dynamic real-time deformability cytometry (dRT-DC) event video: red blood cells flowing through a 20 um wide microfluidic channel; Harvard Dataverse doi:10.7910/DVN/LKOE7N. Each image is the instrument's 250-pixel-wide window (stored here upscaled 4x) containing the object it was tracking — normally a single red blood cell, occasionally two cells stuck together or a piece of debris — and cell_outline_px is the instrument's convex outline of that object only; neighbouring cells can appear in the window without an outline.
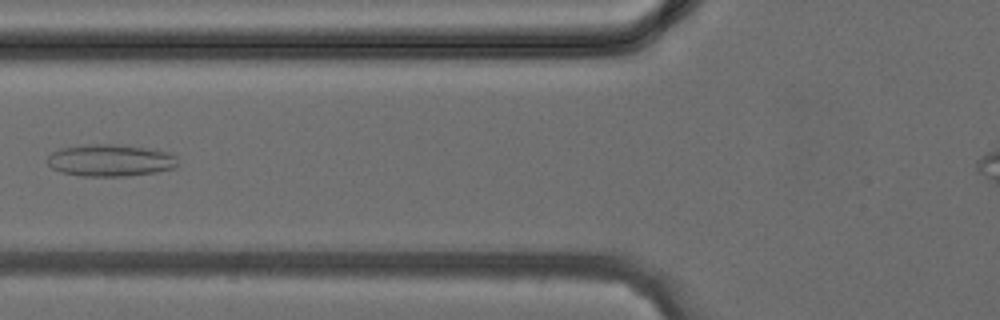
{"species": "common noctule bat (a hibernating species)", "species_latin": "Nyctalus noctula", "temperature_condition": "cold", "stored_images_in_passage": 36, "camera_frame_rate_fps": 3000, "um_per_image_px": 0.085, "animal": {"sex": "female", "body_mass_g": 24.6, "forearm_length_mm": 56.2}, "frame": {"image": 1, "passage_image": 15, "time_ms": 4.667, "image_size_px": [1000, 320], "cell_outline_px": [[176, 168], [156, 172], [124, 176], [80, 176], [60, 172], [52, 168], [48, 164], [48, 156], [52, 152], [60, 148], [88, 144], [120, 144], [148, 148], [168, 152], [176, 156]], "centroid_in_image_um": [9.37, 13.62], "position_along_channel_um": 116.4, "area_um2": 24.45}}
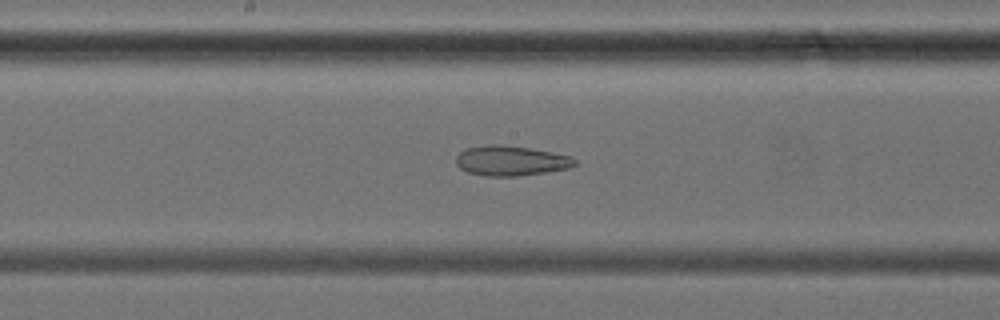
{"frame": {"image": 2, "passage_image": 20, "time_ms": 6.333, "image_size_px": [1000, 320], "cell_outline_px": [[576, 164], [568, 168], [548, 172], [520, 176], [484, 176], [468, 172], [460, 168], [456, 164], [456, 156], [460, 152], [468, 148], [488, 144], [500, 144], [528, 148], [572, 156], [576, 160]], "centroid_in_image_um": [43.42, 13.67], "position_along_channel_um": 204.8, "area_um2": 20.75}}
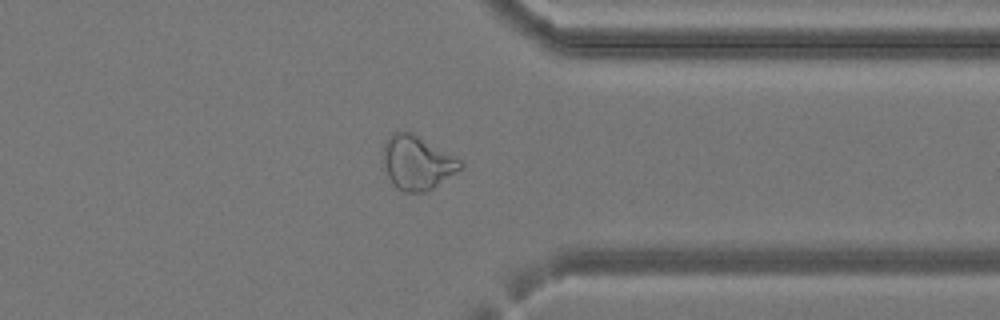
{"frame": {"image": 3, "passage_image": 30, "time_ms": 9.667, "image_size_px": [1000, 320], "cell_outline_px": [[464, 168], [432, 188], [424, 192], [404, 192], [396, 188], [392, 184], [380, 160], [384, 144], [396, 132], [412, 132], [460, 160], [464, 164]], "centroid_in_image_um": [35.43, 13.85], "position_along_channel_um": 376.0, "area_um2": 24.22}}